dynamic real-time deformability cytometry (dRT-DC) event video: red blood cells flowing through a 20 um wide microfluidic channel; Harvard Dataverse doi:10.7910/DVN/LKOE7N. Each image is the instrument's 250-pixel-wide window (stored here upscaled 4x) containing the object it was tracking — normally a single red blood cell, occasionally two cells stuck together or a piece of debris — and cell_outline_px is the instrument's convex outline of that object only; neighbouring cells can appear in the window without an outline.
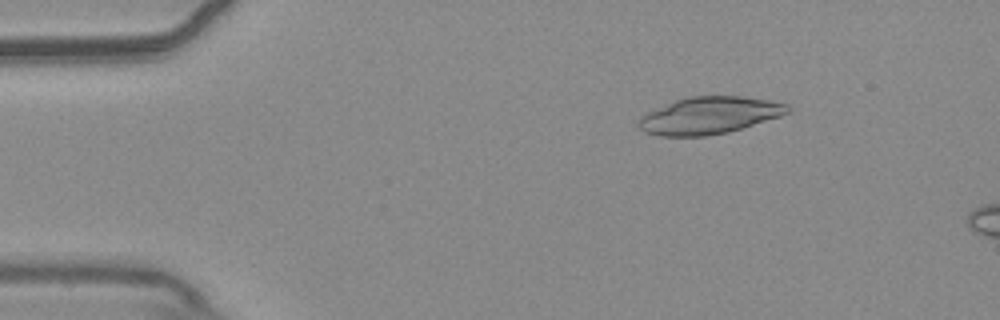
{"species": "common noctule bat (a hibernating species)", "species_latin": "Nyctalus noctula", "temperature_condition": "warm", "stored_images_in_passage": 13, "camera_frame_rate_fps": 3000, "um_per_image_px": 0.085, "animal": {"sex": "male", "body_mass_g": 20.4}, "frame": {"image": 1, "passage_image": 8, "time_ms": 2.333, "image_size_px": [1000, 320], "cell_outline_px": [[792, 112], [780, 116], [728, 132], [704, 136], [660, 136], [644, 132], [636, 124], [636, 120], [640, 116], [648, 112], [676, 100], [688, 96], [740, 96], [768, 100], [788, 104], [792, 108]], "centroid_in_image_um": [60.28, 9.81], "position_along_channel_um": 24.7, "area_um2": 32.19}}